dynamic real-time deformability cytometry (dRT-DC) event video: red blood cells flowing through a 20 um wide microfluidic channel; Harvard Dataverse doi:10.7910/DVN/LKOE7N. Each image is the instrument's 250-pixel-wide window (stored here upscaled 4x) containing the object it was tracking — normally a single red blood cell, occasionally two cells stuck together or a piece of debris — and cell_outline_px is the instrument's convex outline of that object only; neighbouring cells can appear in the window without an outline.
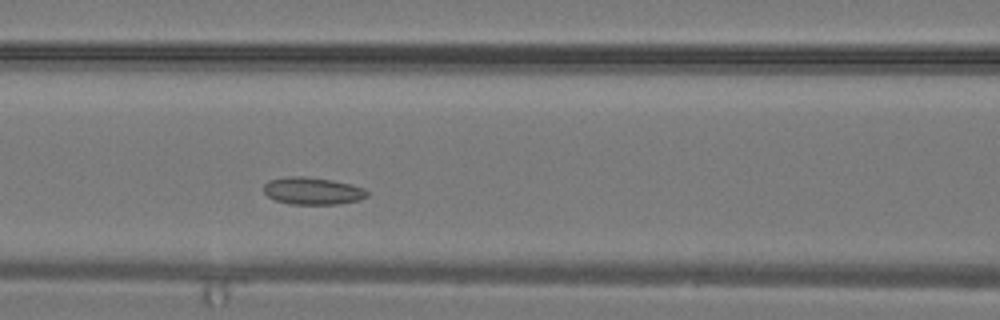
{"species": "common noctule bat (a hibernating species)", "species_latin": "Nyctalus noctula", "temperature_condition": "warm", "stored_images_in_passage": 26, "camera_frame_rate_fps": 3000, "um_per_image_px": 0.085, "animal": {"sex": "male", "body_mass_g": 19.2, "forearm_length_mm": 51.8}, "frame": {"image": 1, "passage_image": 8, "time_ms": 2.333, "image_size_px": [1000, 320], "cell_outline_px": [[368, 196], [360, 200], [340, 204], [292, 204], [276, 200], [268, 196], [264, 192], [264, 184], [268, 180], [288, 176], [304, 176], [332, 180], [364, 188], [368, 192]], "centroid_in_image_um": [26.57, 16.23], "position_along_channel_um": 140.0, "area_um2": 16.42}}
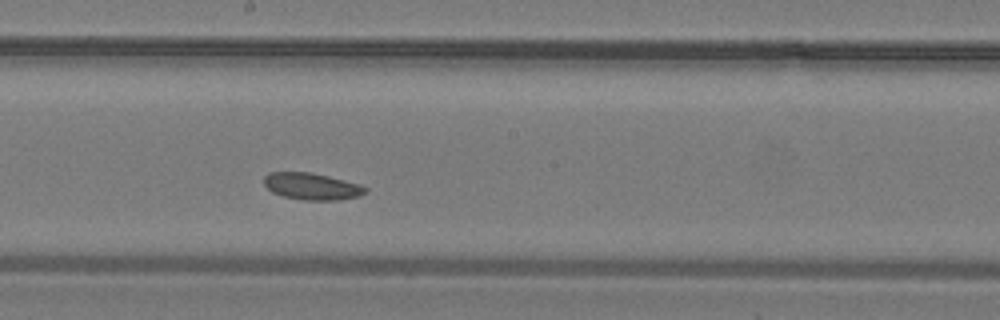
{"frame": {"image": 2, "passage_image": 12, "time_ms": 3.667, "image_size_px": [1000, 320], "cell_outline_px": [[368, 188], [360, 196], [336, 200], [304, 200], [284, 196], [272, 192], [264, 184], [264, 176], [268, 172], [312, 172], [360, 184]], "centroid_in_image_um": [26.49, 15.83], "position_along_channel_um": 221.7, "area_um2": 15.78}}
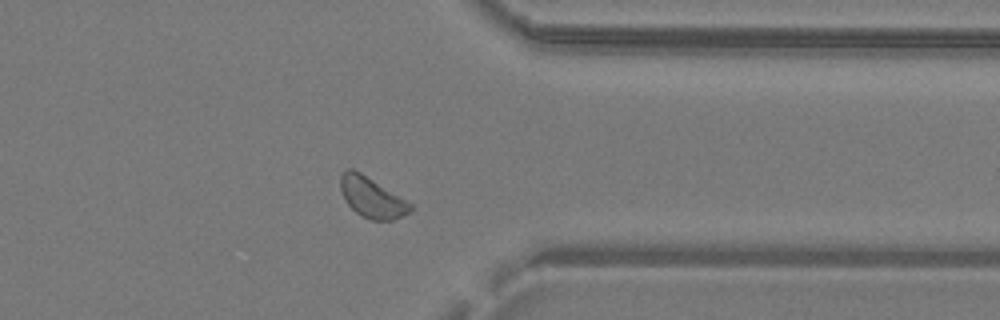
{"frame": {"image": 3, "passage_image": 20, "time_ms": 6.333, "image_size_px": [1000, 320], "cell_outline_px": [[412, 208], [408, 212], [392, 220], [372, 220], [356, 212], [348, 204], [340, 188], [340, 176], [348, 168], [352, 168], [360, 172], [412, 204]], "centroid_in_image_um": [31.58, 16.77], "position_along_channel_um": 379.8, "area_um2": 15.9}}